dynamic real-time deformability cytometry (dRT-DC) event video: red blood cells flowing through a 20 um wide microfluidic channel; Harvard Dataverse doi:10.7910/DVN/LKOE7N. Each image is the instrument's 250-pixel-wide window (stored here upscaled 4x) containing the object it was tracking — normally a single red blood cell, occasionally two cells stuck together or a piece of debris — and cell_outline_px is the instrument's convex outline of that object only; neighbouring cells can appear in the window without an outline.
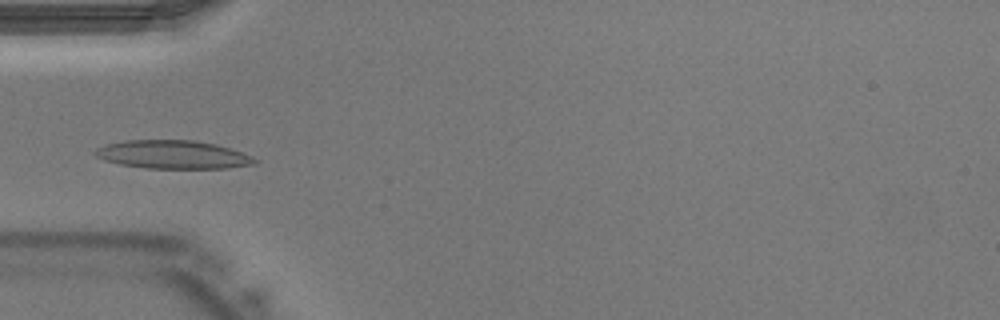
{"species": "Egyptian fruit bat (a non-hibernating species)", "species_latin": "Rousettus aegyptiacus", "temperature_condition": "warm", "stored_images_in_passage": 40, "camera_frame_rate_fps": 3000, "um_per_image_px": 0.085, "animal": {"sex": "male"}, "frame": {"image": 1, "passage_image": 12, "time_ms": 3.667, "image_size_px": [1000, 320], "cell_outline_px": [[260, 160], [256, 164], [228, 168], [148, 168], [120, 164], [104, 160], [96, 156], [92, 152], [96, 148], [104, 144], [124, 140], [192, 140], [216, 144], [252, 156]], "centroid_in_image_um": [14.68, 13.13], "position_along_channel_um": 70.3, "area_um2": 26.41}}